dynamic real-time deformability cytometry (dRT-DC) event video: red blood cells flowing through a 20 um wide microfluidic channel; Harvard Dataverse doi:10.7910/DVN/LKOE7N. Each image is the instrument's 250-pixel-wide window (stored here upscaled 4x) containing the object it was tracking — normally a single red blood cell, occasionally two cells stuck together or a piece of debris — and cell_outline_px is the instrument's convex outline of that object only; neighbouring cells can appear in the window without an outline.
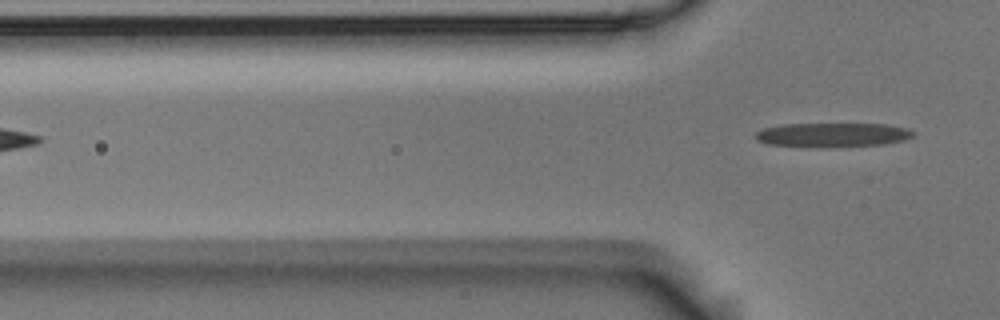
{"species": "Egyptian fruit bat (a non-hibernating species)", "species_latin": "Rousettus aegyptiacus", "temperature_condition": "room temperature", "stored_images_in_passage": 4, "camera_frame_rate_fps": 3000, "um_per_image_px": 0.085, "animal": {"sex": "male"}, "frame": {"image": 1, "passage_image": 4, "time_ms": 1.0, "image_size_px": [1000, 320], "cell_outline_px": [[916, 132], [912, 136], [904, 140], [884, 144], [768, 144], [756, 140], [752, 136], [756, 132], [764, 128], [780, 124], [888, 124], [908, 128]], "centroid_in_image_um": [70.8, 11.4], "position_along_channel_um": 55.0, "area_um2": 20.92}}